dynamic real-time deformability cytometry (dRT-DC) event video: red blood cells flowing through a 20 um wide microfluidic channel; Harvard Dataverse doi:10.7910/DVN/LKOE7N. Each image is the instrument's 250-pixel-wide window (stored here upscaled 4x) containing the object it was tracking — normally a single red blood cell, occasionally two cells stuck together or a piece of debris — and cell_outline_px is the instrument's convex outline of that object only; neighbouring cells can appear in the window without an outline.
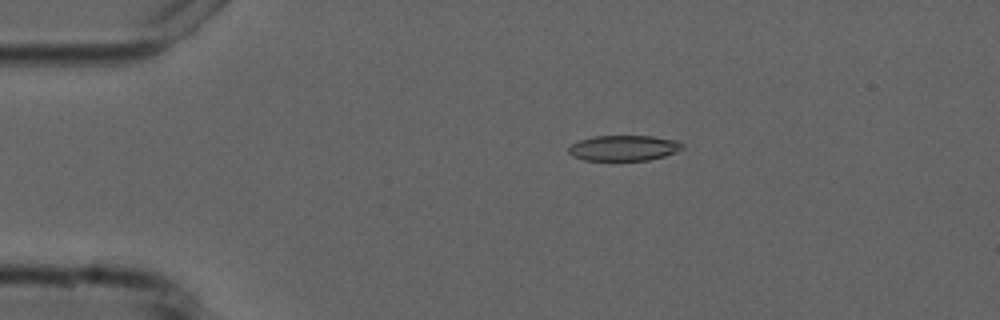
{"species": "common noctule bat (a hibernating species)", "species_latin": "Nyctalus noctula", "temperature_condition": "cold", "stored_images_in_passage": 5, "camera_frame_rate_fps": 3000, "um_per_image_px": 0.085, "animal": {"sex": "male", "forearm_length_mm": 52.5}, "frame": {"image": 1, "passage_image": 3, "time_ms": 3.0, "image_size_px": [1000, 320], "cell_outline_px": [[684, 148], [676, 152], [664, 156], [648, 160], [584, 160], [572, 156], [568, 152], [568, 148], [572, 144], [580, 140], [596, 136], [652, 136], [680, 140], [684, 144]], "centroid_in_image_um": [53.07, 12.57], "position_along_channel_um": 31.9, "area_um2": 16.99}}
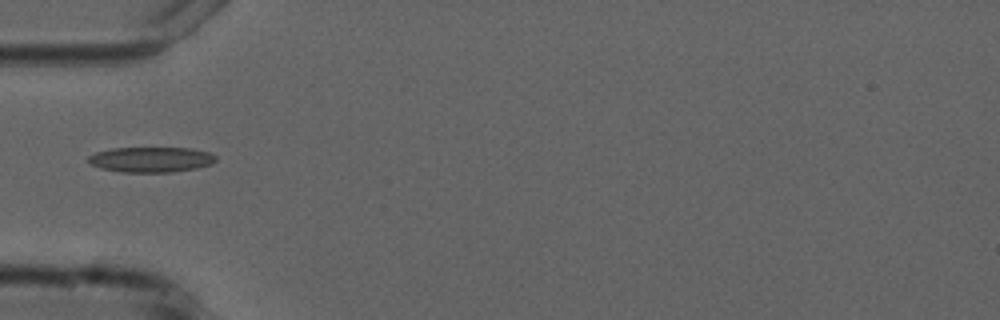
{"frame": {"image": 2, "passage_image": 5, "time_ms": 5.333, "image_size_px": [1000, 320], "cell_outline_px": [[216, 160], [212, 164], [196, 168], [172, 172], [120, 172], [100, 168], [88, 164], [88, 156], [96, 152], [112, 148], [192, 148], [208, 152], [216, 156]], "centroid_in_image_um": [12.81, 13.56], "position_along_channel_um": 72.2, "area_um2": 18.9}}